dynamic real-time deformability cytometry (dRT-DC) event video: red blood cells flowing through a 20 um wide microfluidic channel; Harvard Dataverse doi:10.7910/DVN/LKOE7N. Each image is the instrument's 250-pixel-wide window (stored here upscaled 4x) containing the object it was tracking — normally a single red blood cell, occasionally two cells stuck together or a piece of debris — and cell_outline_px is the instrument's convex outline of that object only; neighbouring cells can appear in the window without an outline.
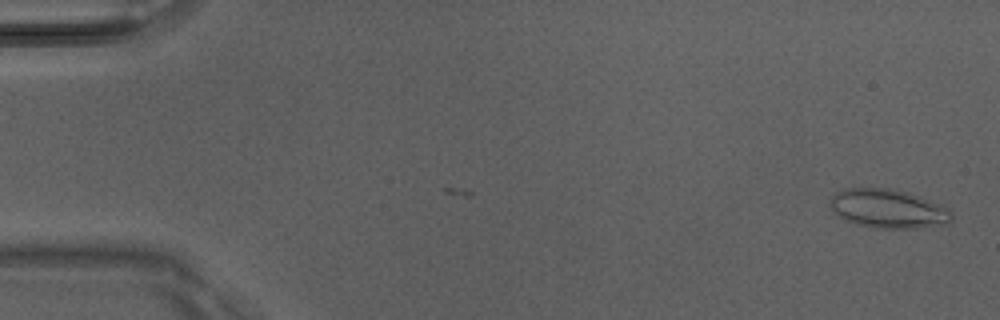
{"species": "Egyptian fruit bat (a non-hibernating species)", "species_latin": "Rousettus aegyptiacus", "temperature_condition": "room temperature", "stored_images_in_passage": 5, "camera_frame_rate_fps": 3000, "um_per_image_px": 0.085, "animal": {"sex": "male"}, "frame": {"image": 1, "passage_image": 1, "time_ms": 0.0, "image_size_px": [1000, 320], "cell_outline_px": [[952, 216], [948, 224], [916, 228], [872, 228], [856, 224], [844, 220], [828, 204], [832, 196], [836, 192], [844, 188], [888, 188], [920, 196], [952, 212]], "centroid_in_image_um": [75.44, 17.75], "position_along_channel_um": 9.6, "area_um2": 27.28}}